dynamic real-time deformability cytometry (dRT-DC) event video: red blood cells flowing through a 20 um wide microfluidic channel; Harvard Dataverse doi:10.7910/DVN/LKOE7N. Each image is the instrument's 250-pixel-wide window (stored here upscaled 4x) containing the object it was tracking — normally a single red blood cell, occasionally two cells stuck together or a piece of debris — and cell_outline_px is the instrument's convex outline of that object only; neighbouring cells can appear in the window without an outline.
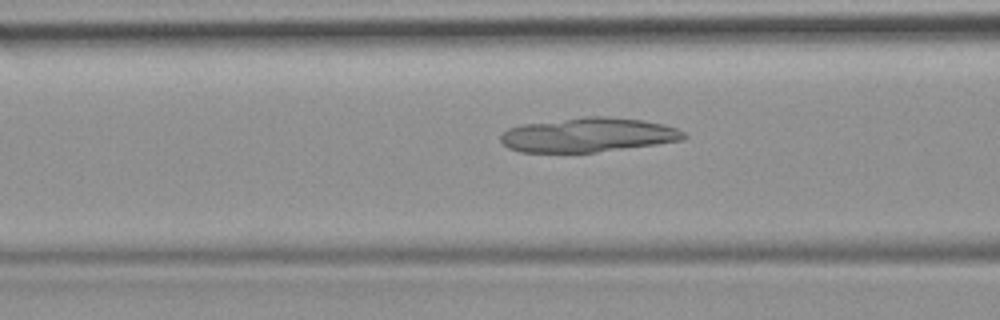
{"species": "common noctule bat (a hibernating species)", "species_latin": "Nyctalus noctula", "temperature_condition": "room temperature", "stored_images_in_passage": 41, "camera_frame_rate_fps": 3000, "um_per_image_px": 0.085, "animal": {"sex": "female", "body_mass_g": 19.9}, "frame": {"image": 1, "passage_image": 12, "time_ms": 3.667, "image_size_px": [1000, 320], "cell_outline_px": [[688, 136], [684, 140], [656, 144], [596, 152], [520, 152], [508, 148], [500, 140], [500, 136], [508, 128], [524, 124], [588, 116], [604, 116], [644, 120], [664, 124], [676, 128], [684, 132]], "centroid_in_image_um": [50.02, 11.47], "position_along_channel_um": 116.6, "area_um2": 36.53}}